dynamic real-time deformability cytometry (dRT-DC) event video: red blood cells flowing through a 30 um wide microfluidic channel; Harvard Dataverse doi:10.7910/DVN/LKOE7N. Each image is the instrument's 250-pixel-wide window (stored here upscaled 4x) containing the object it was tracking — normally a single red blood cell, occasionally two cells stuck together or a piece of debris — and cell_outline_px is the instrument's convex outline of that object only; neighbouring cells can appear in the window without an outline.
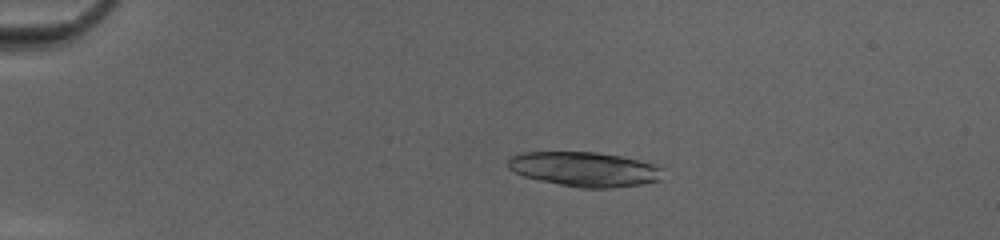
{"species": "common noctule bat (a hibernating species)", "species_latin": "Nyctalus noctula", "temperature_condition": "cold", "stored_images_in_passage": 47, "camera_frame_rate_fps": 3000, "um_per_image_px": 0.085, "animal": {"sex": "female", "body_mass_g": 20.0, "forearm_length_mm": 54.0}, "frame": {"image": 1, "passage_image": 9, "time_ms": 2.667, "image_size_px": [1000, 240], "cell_outline_px": [[664, 168], [660, 180], [644, 184], [612, 188], [580, 188], [540, 180], [524, 176], [508, 168], [508, 160], [512, 156], [520, 152], [596, 152], [620, 156], [664, 164]], "centroid_in_image_um": [49.79, 14.37], "position_along_channel_um": 35.2, "area_um2": 31.67}}